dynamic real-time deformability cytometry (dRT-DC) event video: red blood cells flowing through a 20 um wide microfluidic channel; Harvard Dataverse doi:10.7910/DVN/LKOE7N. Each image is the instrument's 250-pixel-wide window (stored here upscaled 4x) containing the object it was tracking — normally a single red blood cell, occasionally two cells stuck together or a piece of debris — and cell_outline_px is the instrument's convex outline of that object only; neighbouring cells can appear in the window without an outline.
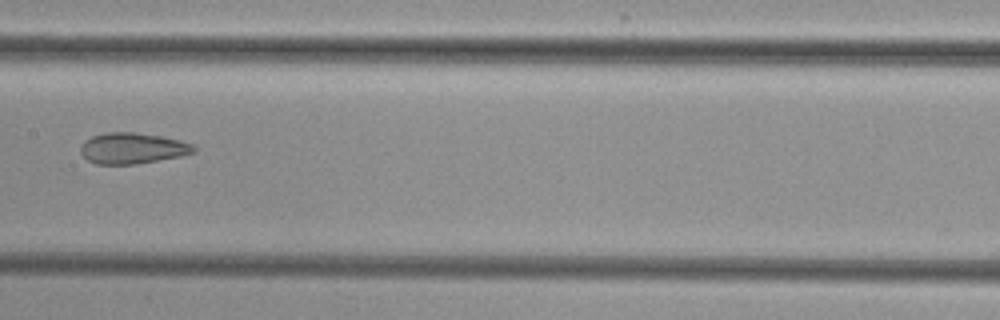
{"species": "common noctule bat (a hibernating species)", "species_latin": "Nyctalus noctula", "temperature_condition": "cold", "stored_images_in_passage": 8, "camera_frame_rate_fps": 3000, "um_per_image_px": 0.085, "animal": {"sex": "female", "body_mass_g": 29.2, "forearm_length_mm": 56.3}, "frame": {"image": 1, "passage_image": 8, "time_ms": 8.333, "image_size_px": [1000, 320], "cell_outline_px": [[196, 152], [180, 156], [132, 164], [96, 164], [88, 160], [80, 152], [80, 148], [84, 140], [92, 136], [104, 132], [136, 132], [160, 136], [180, 140], [192, 144], [196, 148]], "centroid_in_image_um": [11.24, 12.59], "position_along_channel_um": 196.2, "area_um2": 20.35}}